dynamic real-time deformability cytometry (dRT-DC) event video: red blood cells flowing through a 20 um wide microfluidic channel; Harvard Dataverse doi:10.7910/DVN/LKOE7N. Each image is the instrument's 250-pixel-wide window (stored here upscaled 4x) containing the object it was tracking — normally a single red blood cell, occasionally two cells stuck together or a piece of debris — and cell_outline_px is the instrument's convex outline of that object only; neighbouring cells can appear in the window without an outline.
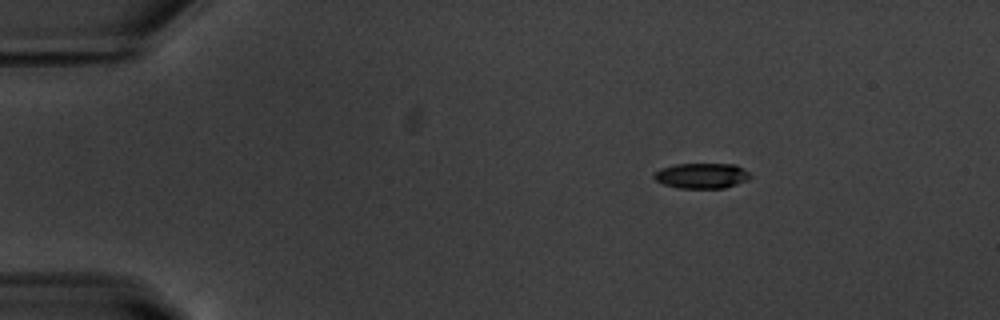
{"species": "common noctule bat (a hibernating species)", "species_latin": "Nyctalus noctula", "temperature_condition": "warm", "stored_images_in_passage": 47, "camera_frame_rate_fps": 3000, "um_per_image_px": 0.085, "animal": {"sex": "male", "body_mass_g": 20.1, "forearm_length_mm": 53.5}, "frame": {"image": 1, "passage_image": 1, "time_ms": 0.0, "image_size_px": [1000, 320], "cell_outline_px": [[752, 176], [748, 180], [724, 188], [676, 188], [664, 184], [656, 180], [652, 176], [660, 168], [676, 164], [736, 164], [744, 168]], "centroid_in_image_um": [59.66, 14.93], "position_along_channel_um": 25.3, "area_um2": 14.28}}
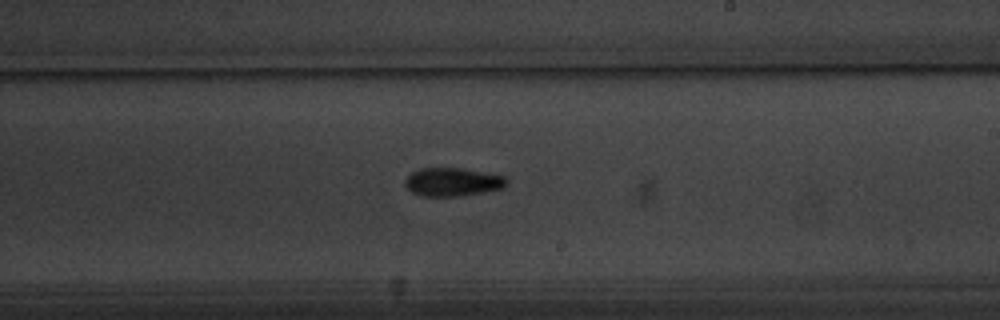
{"frame": {"image": 2, "passage_image": 25, "time_ms": 8.0, "image_size_px": [1000, 320], "cell_outline_px": [[508, 180], [504, 188], [460, 196], [420, 196], [412, 192], [404, 184], [404, 180], [412, 172], [420, 168], [460, 168], [504, 176]], "centroid_in_image_um": [38.44, 15.47], "position_along_channel_um": 250.6, "area_um2": 16.7}}
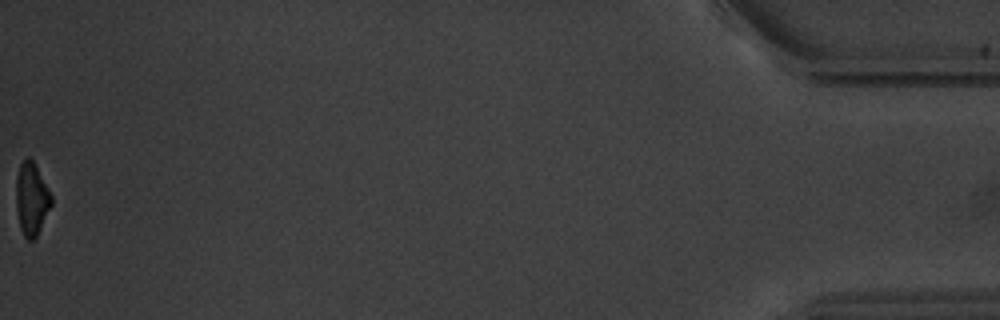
{"frame": {"image": 3, "passage_image": 47, "time_ms": 15.333, "image_size_px": [1000, 320], "cell_outline_px": [[52, 204], [36, 236], [32, 240], [28, 240], [24, 236], [20, 228], [16, 212], [16, 176], [20, 164], [28, 156], [32, 160], [48, 188], [52, 196]], "centroid_in_image_um": [2.66, 16.91], "position_along_channel_um": 432.5, "area_um2": 14.8}, "authors_computed_cell_mechanics": {"area_um2": 15.7794, "velocity_mm_per_s": 3.7681, "shape_relaxation_time_tau1_ms": 2.5732, "shape_relaxation_time_tau2_ms": null, "deformation_change_tau1": 0.1621, "deformation_change_tau2": null}}